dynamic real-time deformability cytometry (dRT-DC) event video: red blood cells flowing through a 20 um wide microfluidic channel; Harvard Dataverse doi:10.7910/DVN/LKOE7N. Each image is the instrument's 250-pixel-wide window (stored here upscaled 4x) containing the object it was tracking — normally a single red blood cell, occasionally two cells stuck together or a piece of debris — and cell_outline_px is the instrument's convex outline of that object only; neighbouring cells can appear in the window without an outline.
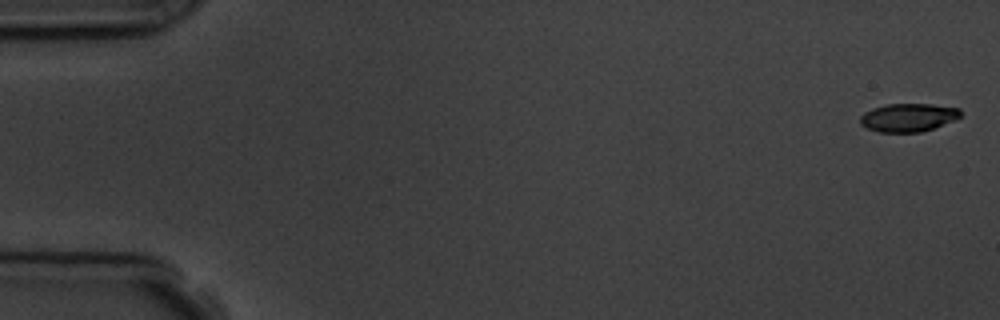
{"species": "common noctule bat (a hibernating species)", "species_latin": "Nyctalus noctula", "temperature_condition": "room temperature", "stored_images_in_passage": 7, "camera_frame_rate_fps": 3000, "um_per_image_px": 0.085, "animal": {"sex": "male", "body_mass_g": 19.5, "forearm_length_mm": 54.6}, "frame": {"image": 1, "passage_image": 1, "time_ms": 0.0, "image_size_px": [1000, 320], "cell_outline_px": [[960, 116], [956, 120], [920, 132], [880, 132], [868, 128], [860, 124], [860, 116], [864, 112], [872, 108], [888, 104], [932, 104], [960, 108]], "centroid_in_image_um": [77.19, 9.98], "position_along_channel_um": 7.8, "area_um2": 16.47}}
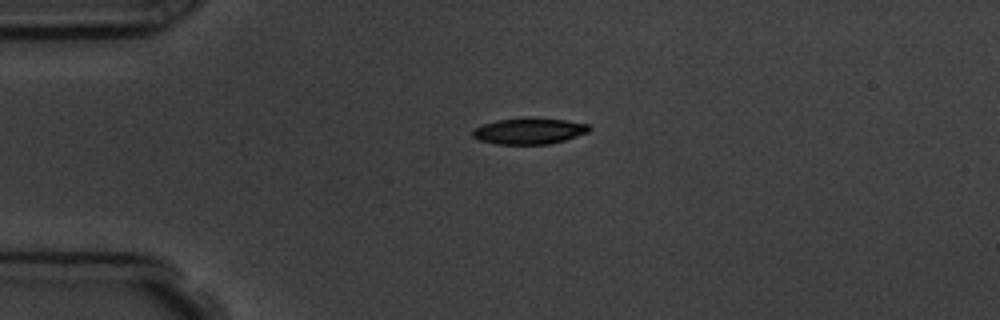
{"frame": {"image": 2, "passage_image": 4, "time_ms": 4.0, "image_size_px": [1000, 320], "cell_outline_px": [[592, 128], [588, 132], [564, 140], [548, 144], [496, 144], [480, 140], [472, 136], [472, 132], [476, 128], [484, 124], [496, 120], [524, 116], [536, 116], [564, 120], [588, 124]], "centroid_in_image_um": [44.99, 11.11], "position_along_channel_um": 40.0, "area_um2": 18.03}}